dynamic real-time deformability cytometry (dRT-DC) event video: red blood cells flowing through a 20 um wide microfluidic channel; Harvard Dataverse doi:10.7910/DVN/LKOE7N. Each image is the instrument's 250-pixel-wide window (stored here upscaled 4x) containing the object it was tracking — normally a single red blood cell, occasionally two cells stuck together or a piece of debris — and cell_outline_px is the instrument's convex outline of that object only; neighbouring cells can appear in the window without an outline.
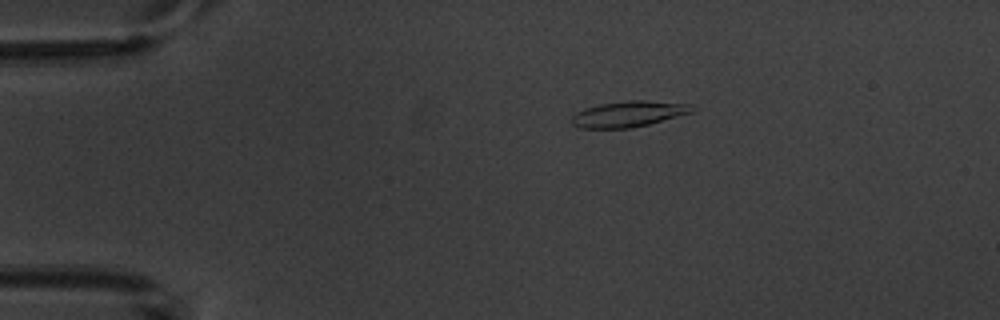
{"species": "common noctule bat (a hibernating species)", "species_latin": "Nyctalus noctula", "temperature_condition": "warm", "stored_images_in_passage": 7, "camera_frame_rate_fps": 3000, "um_per_image_px": 0.085, "animal": {"sex": "male", "body_mass_g": 20.1, "forearm_length_mm": 53.5}, "frame": {"image": 1, "passage_image": 3, "time_ms": 2.333, "image_size_px": [1000, 320], "cell_outline_px": [[696, 108], [692, 112], [648, 124], [632, 128], [580, 128], [572, 124], [572, 116], [576, 112], [584, 108], [600, 104], [628, 100], [640, 100], [692, 104]], "centroid_in_image_um": [53.42, 9.68], "position_along_channel_um": 31.6, "area_um2": 18.03}}
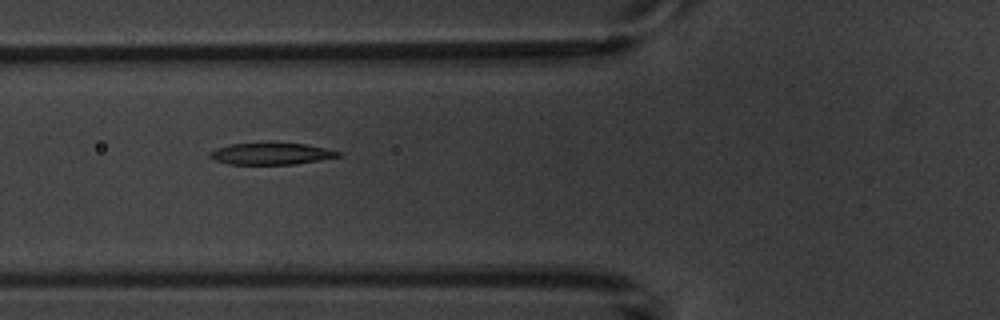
{"frame": {"image": 2, "passage_image": 6, "time_ms": 5.667, "image_size_px": [1000, 320], "cell_outline_px": [[344, 156], [320, 160], [292, 164], [228, 164], [216, 160], [208, 156], [208, 152], [216, 148], [228, 144], [304, 144], [344, 152]], "centroid_in_image_um": [23.07, 13.08], "position_along_channel_um": 102.7, "area_um2": 16.01}}
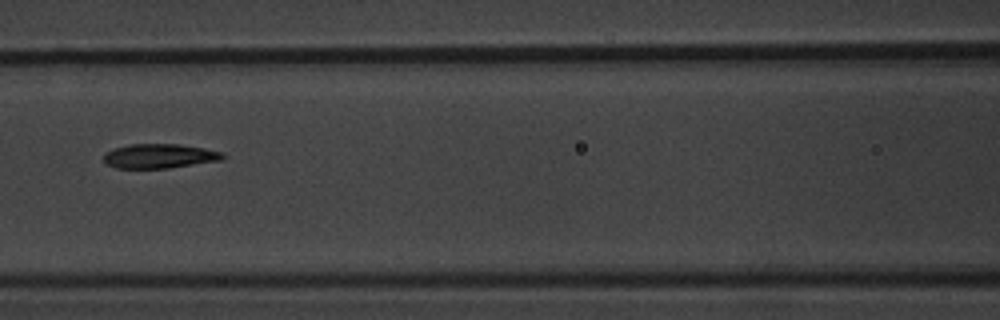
{"frame": {"image": 3, "passage_image": 7, "time_ms": 7.0, "image_size_px": [1000, 320], "cell_outline_px": [[224, 160], [168, 168], [116, 168], [104, 164], [104, 152], [112, 148], [128, 144], [180, 144], [204, 148], [224, 152]], "centroid_in_image_um": [13.53, 13.26], "position_along_channel_um": 153.1, "area_um2": 17.22}}